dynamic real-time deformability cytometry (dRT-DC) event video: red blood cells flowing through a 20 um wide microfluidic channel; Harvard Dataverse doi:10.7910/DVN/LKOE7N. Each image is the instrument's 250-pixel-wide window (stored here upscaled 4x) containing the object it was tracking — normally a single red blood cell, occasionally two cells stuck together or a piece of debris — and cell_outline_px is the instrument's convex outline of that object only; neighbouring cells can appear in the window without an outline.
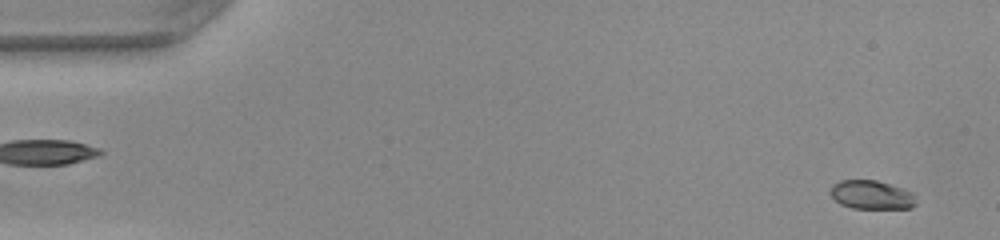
{"species": "common noctule bat (a hibernating species)", "species_latin": "Nyctalus noctula", "temperature_condition": "warm", "stored_images_in_passage": 49, "camera_frame_rate_fps": 3000, "um_per_image_px": 0.085, "animal": {"sex": "female", "body_mass_g": 22.0, "forearm_length_mm": 56.7}, "frame": {"image": 1, "passage_image": 2, "time_ms": 0.333, "image_size_px": [1000, 240], "cell_outline_px": [[916, 204], [912, 208], [852, 208], [840, 204], [832, 196], [832, 184], [840, 180], [876, 180], [904, 188], [912, 192], [916, 196]], "centroid_in_image_um": [74.13, 16.56], "position_along_channel_um": 10.9, "area_um2": 14.39}}
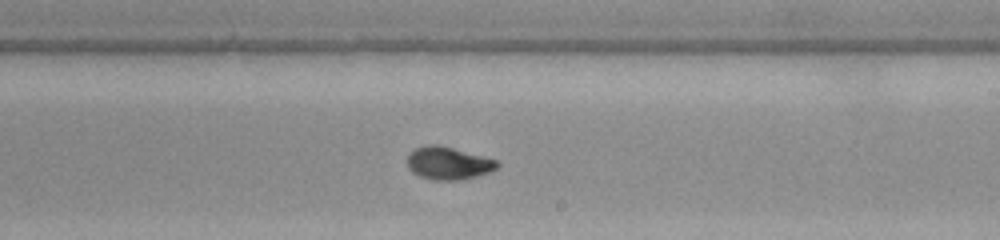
{"frame": {"image": 2, "passage_image": 29, "time_ms": 9.333, "image_size_px": [1000, 240], "cell_outline_px": [[500, 164], [496, 168], [488, 172], [476, 176], [460, 180], [432, 180], [420, 176], [412, 172], [408, 168], [408, 152], [416, 148], [428, 144], [436, 144], [452, 148], [496, 160]], "centroid_in_image_um": [38.06, 13.87], "position_along_channel_um": 250.9, "area_um2": 16.94}}
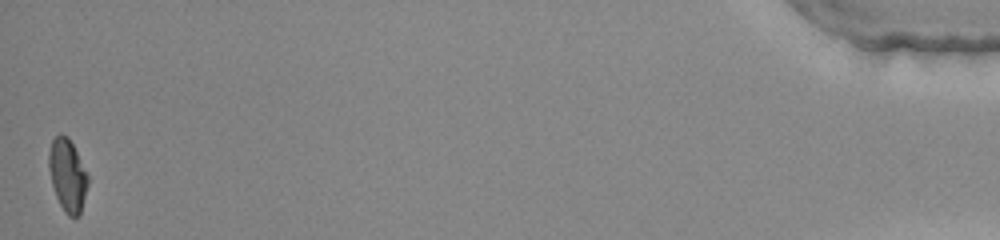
{"frame": {"image": 3, "passage_image": 49, "time_ms": 16.0, "image_size_px": [1000, 240], "cell_outline_px": [[88, 184], [80, 212], [76, 216], [68, 216], [64, 212], [56, 196], [52, 184], [48, 168], [48, 152], [52, 140], [60, 132], [68, 136], [88, 176]], "centroid_in_image_um": [5.71, 14.86], "position_along_channel_um": 429.5, "area_um2": 16.3}, "authors_computed_cell_mechanics": {"area_um2": 16.5308, "velocity_mm_per_s": 4.1292, "shape_relaxation_time_tau1_ms": 7.0755, "shape_relaxation_time_tau2_ms": 0.9849, "deformation_change_tau1": 0.2448, "deformation_change_tau2": 0.0522}}